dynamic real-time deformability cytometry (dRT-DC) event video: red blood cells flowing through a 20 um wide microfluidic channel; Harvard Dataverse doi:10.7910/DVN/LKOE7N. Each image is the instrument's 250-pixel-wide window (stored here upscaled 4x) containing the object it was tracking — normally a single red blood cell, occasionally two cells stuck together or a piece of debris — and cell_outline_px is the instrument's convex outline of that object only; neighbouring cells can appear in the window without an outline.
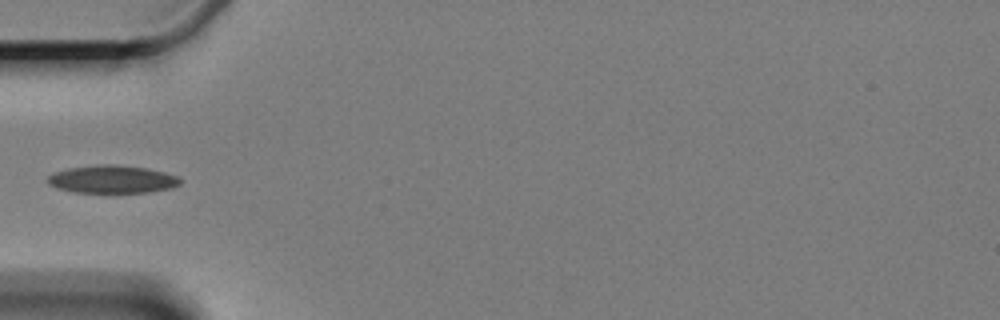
{"species": "Egyptian fruit bat (a non-hibernating species)", "species_latin": "Rousettus aegyptiacus", "temperature_condition": "cold", "stored_images_in_passage": 5, "camera_frame_rate_fps": 3000, "um_per_image_px": 0.085, "animal": {"sex": "female"}, "frame": {"image": 1, "passage_image": 5, "time_ms": 5.333, "image_size_px": [1000, 320], "cell_outline_px": [[184, 180], [180, 184], [172, 188], [148, 192], [72, 192], [56, 188], [48, 184], [48, 176], [56, 172], [68, 168], [104, 164], [112, 164], [144, 168], [164, 172], [176, 176]], "centroid_in_image_um": [9.55, 15.24], "position_along_channel_um": 75.5, "area_um2": 21.33}}